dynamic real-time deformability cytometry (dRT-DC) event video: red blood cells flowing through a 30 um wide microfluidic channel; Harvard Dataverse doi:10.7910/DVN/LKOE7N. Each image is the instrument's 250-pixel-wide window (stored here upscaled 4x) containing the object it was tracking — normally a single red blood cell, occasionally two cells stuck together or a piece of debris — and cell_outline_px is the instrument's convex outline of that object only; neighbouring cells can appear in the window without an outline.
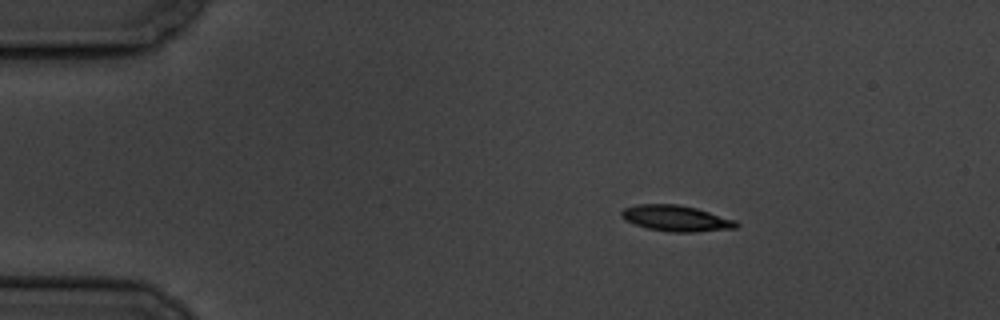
{"species": "common noctule bat (a hibernating species)", "species_latin": "Nyctalus noctula", "temperature_condition": "cold", "stored_images_in_passage": 9, "camera_frame_rate_fps": 3000, "um_per_image_px": 0.085, "animal": {"sex": "male", "body_mass_g": 19.5, "forearm_length_mm": 54.6}, "frame": {"image": 1, "passage_image": 1, "time_ms": 0.0, "image_size_px": [1000, 320], "cell_outline_px": [[740, 224], [736, 228], [696, 232], [668, 232], [648, 228], [632, 224], [624, 220], [620, 216], [620, 212], [624, 208], [636, 204], [676, 204], [696, 208], [736, 220]], "centroid_in_image_um": [57.44, 18.56], "position_along_channel_um": 27.6, "area_um2": 17.51}}
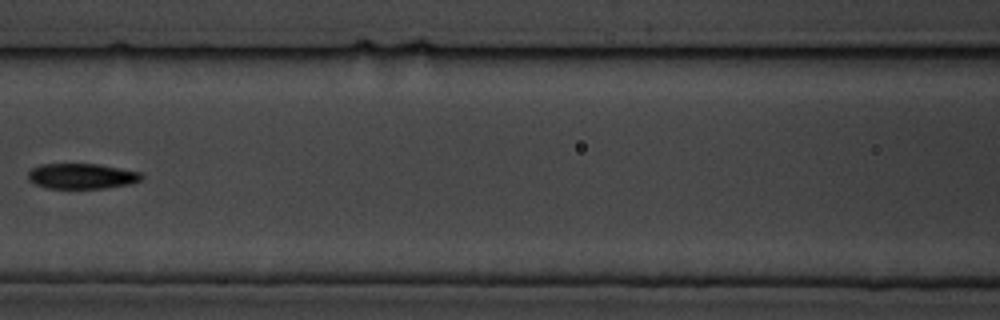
{"frame": {"image": 2, "passage_image": 6, "time_ms": 5.667, "image_size_px": [1000, 320], "cell_outline_px": [[144, 176], [140, 180], [132, 184], [104, 188], [48, 188], [36, 184], [28, 180], [28, 172], [32, 168], [40, 164], [96, 164], [140, 172]], "centroid_in_image_um": [6.94, 14.97], "position_along_channel_um": 159.7, "area_um2": 16.7}}
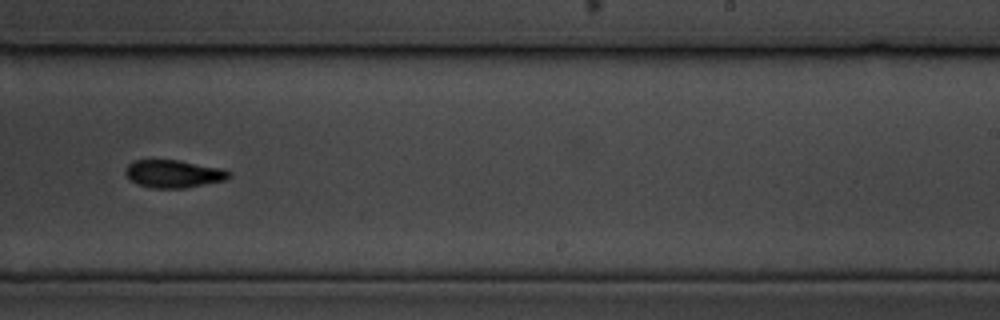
{"frame": {"image": 3, "passage_image": 9, "time_ms": 9.0, "image_size_px": [1000, 320], "cell_outline_px": [[232, 176], [224, 180], [184, 188], [152, 188], [136, 184], [124, 172], [124, 168], [132, 160], [180, 160], [224, 168], [232, 172]], "centroid_in_image_um": [14.77, 14.76], "position_along_channel_um": 274.2, "area_um2": 16.94}}